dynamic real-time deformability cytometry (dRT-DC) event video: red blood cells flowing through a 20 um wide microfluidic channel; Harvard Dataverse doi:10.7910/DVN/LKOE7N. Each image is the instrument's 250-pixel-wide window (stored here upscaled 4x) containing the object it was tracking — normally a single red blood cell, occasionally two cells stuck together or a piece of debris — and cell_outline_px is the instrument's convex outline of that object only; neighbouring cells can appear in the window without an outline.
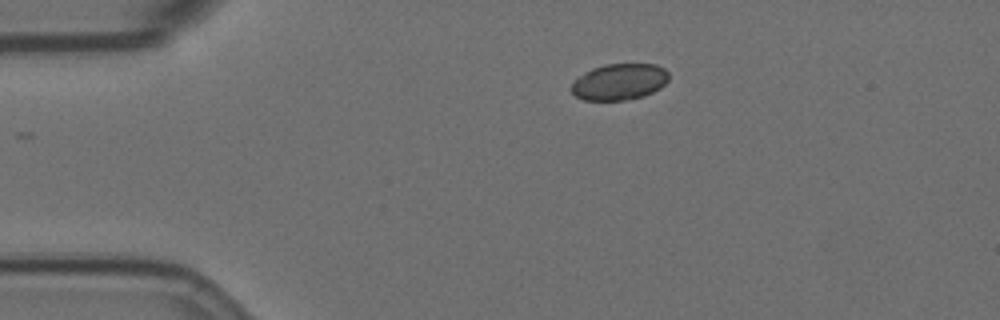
{"species": "Egyptian fruit bat (a non-hibernating species)", "species_latin": "Rousettus aegyptiacus", "temperature_condition": "room temperature", "stored_images_in_passage": 47, "camera_frame_rate_fps": 3000, "um_per_image_px": 0.085, "animal": {"sex": "female"}, "frame": {"image": 1, "passage_image": 1, "time_ms": 0.0, "image_size_px": [1000, 320], "cell_outline_px": [[668, 80], [660, 88], [644, 96], [624, 100], [584, 100], [576, 96], [568, 88], [580, 76], [592, 68], [604, 64], [656, 64], [664, 68], [668, 72]], "centroid_in_image_um": [52.65, 6.95], "position_along_channel_um": 32.4, "area_um2": 20.58}}
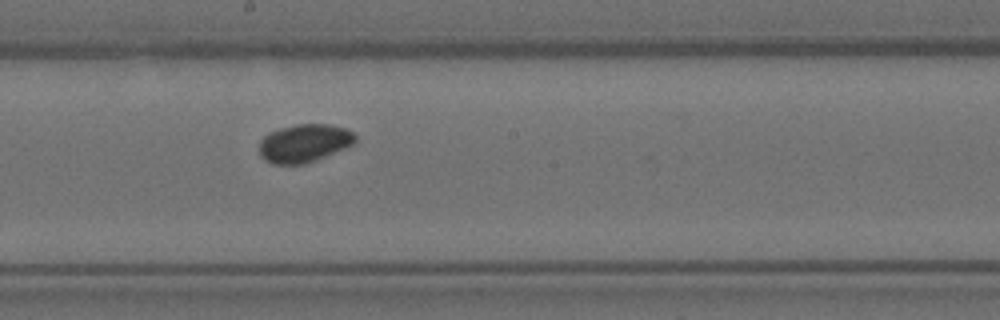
{"frame": {"image": 2, "passage_image": 21, "time_ms": 6.667, "image_size_px": [1000, 320], "cell_outline_px": [[356, 140], [352, 144], [324, 156], [304, 164], [272, 164], [264, 160], [260, 156], [260, 140], [268, 132], [280, 128], [296, 124], [328, 124], [344, 128], [352, 132], [356, 136]], "centroid_in_image_um": [25.81, 12.16], "position_along_channel_um": 222.4, "area_um2": 21.1}}
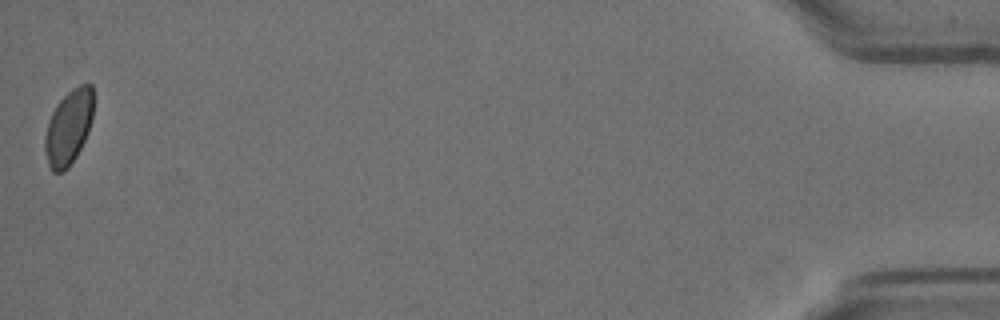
{"frame": {"image": 3, "passage_image": 47, "time_ms": 15.333, "image_size_px": [1000, 320], "cell_outline_px": [[92, 116], [88, 132], [76, 156], [68, 168], [60, 172], [52, 172], [48, 164], [44, 152], [44, 136], [48, 120], [56, 104], [72, 88], [80, 84], [92, 84]], "centroid_in_image_um": [5.8, 10.83], "position_along_channel_um": 429.4, "area_um2": 21.1}}